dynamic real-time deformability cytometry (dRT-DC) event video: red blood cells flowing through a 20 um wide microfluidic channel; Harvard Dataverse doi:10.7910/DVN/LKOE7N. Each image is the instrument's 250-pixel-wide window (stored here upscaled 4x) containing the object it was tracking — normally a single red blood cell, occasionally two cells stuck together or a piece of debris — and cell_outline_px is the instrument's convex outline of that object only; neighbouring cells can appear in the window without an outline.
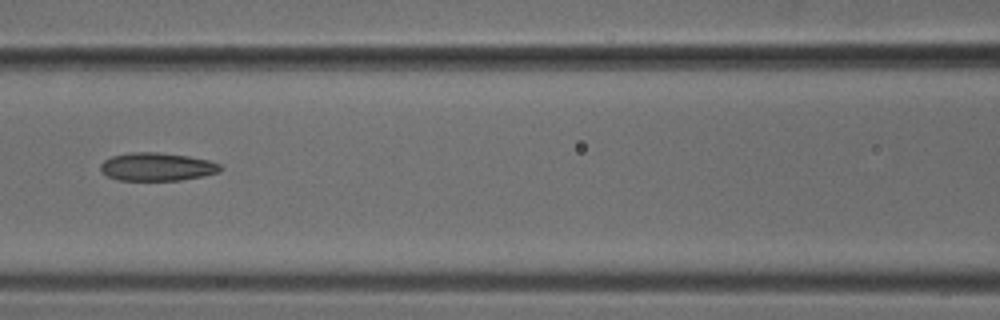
{"species": "common noctule bat (a hibernating species)", "species_latin": "Nyctalus noctula", "temperature_condition": "cold", "stored_images_in_passage": 4, "camera_frame_rate_fps": 3000, "um_per_image_px": 0.085, "animal": {"sex": "male", "body_mass_g": 18.8}, "frame": {"image": 1, "passage_image": 4, "time_ms": 1.0, "image_size_px": [1000, 320], "cell_outline_px": [[224, 168], [220, 172], [204, 176], [180, 180], [116, 180], [108, 176], [100, 168], [100, 164], [104, 160], [112, 156], [132, 152], [156, 152], [188, 156], [208, 160], [220, 164]], "centroid_in_image_um": [13.37, 14.18], "position_along_channel_um": 153.2, "area_um2": 19.65}}